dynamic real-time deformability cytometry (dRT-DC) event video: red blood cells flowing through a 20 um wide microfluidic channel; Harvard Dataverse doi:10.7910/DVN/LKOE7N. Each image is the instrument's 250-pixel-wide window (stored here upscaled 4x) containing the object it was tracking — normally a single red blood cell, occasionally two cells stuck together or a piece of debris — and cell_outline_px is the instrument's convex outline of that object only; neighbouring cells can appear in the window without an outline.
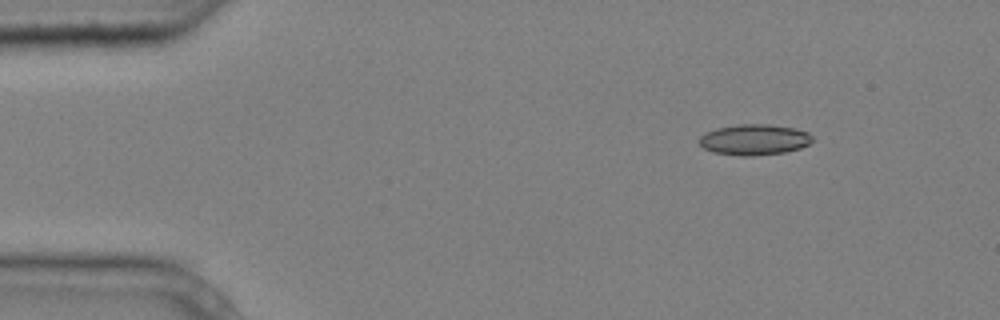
{"species": "common noctule bat (a hibernating species)", "species_latin": "Nyctalus noctula", "temperature_condition": "cold", "stored_images_in_passage": 4, "camera_frame_rate_fps": 3000, "um_per_image_px": 0.085, "animal": {"sex": "male", "body_mass_g": 20.4}, "frame": {"image": 1, "passage_image": 1, "time_ms": 0.0, "image_size_px": [1000, 320], "cell_outline_px": [[812, 140], [808, 144], [800, 148], [784, 152], [752, 156], [740, 156], [712, 152], [704, 148], [700, 144], [700, 136], [704, 132], [716, 128], [736, 124], [768, 124], [796, 128], [808, 132], [812, 136]], "centroid_in_image_um": [64.09, 11.86], "position_along_channel_um": 20.9, "area_um2": 20.4}}
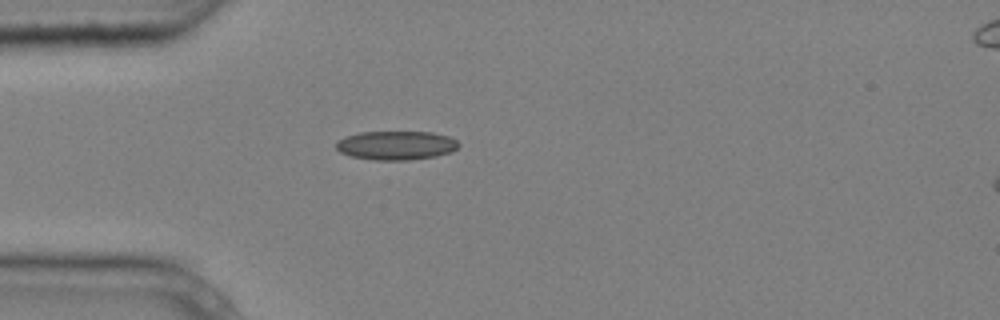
{"frame": {"image": 2, "passage_image": 3, "time_ms": 0.667, "image_size_px": [1000, 320], "cell_outline_px": [[460, 144], [452, 152], [436, 156], [408, 160], [372, 160], [352, 156], [340, 152], [336, 148], [336, 140], [344, 136], [360, 132], [432, 132], [448, 136], [456, 140]], "centroid_in_image_um": [33.65, 12.35], "position_along_channel_um": 51.3, "area_um2": 20.75}}